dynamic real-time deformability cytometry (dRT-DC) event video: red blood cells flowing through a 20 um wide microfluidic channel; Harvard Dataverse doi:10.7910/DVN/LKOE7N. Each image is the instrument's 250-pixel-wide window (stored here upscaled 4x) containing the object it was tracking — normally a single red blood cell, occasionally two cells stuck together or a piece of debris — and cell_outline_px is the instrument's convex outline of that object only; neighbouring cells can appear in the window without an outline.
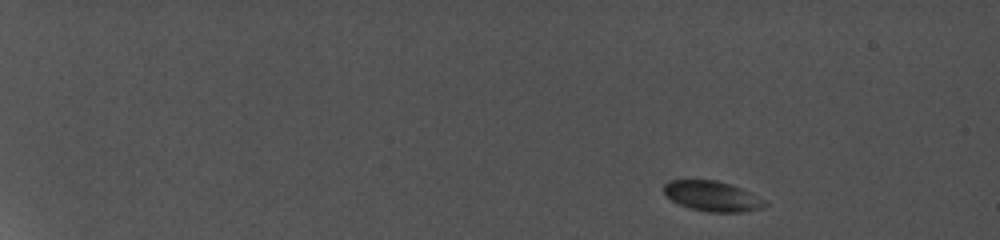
{"species": "common noctule bat (a hibernating species)", "species_latin": "Nyctalus noctula", "temperature_condition": "cold", "stored_images_in_passage": 10, "camera_frame_rate_fps": 5000, "um_per_image_px": 0.085, "animal": {"sex": "female", "body_mass_g": 19.0, "forearm_length_mm": 56.7}, "frame": {"image": 1, "passage_image": 1, "time_ms": 0.0, "image_size_px": [1000, 240], "cell_outline_px": [[768, 204], [764, 208], [740, 212], [708, 212], [688, 208], [672, 200], [664, 192], [664, 184], [668, 180], [712, 180], [728, 184], [740, 188], [764, 200]], "centroid_in_image_um": [60.53, 16.69], "position_along_channel_um": 24.5, "area_um2": 17.51}}
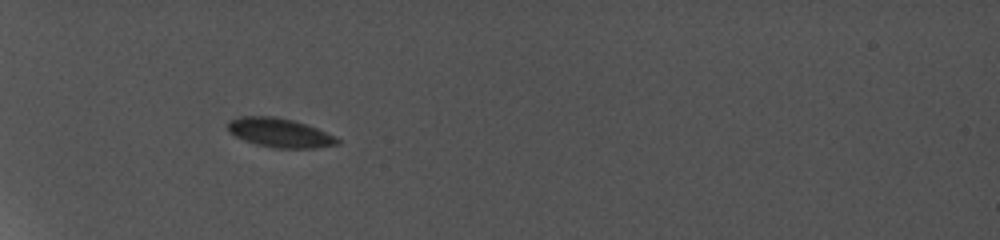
{"frame": {"image": 2, "passage_image": 6, "time_ms": 4.8, "image_size_px": [1000, 240], "cell_outline_px": [[340, 144], [316, 148], [276, 148], [256, 144], [244, 140], [236, 136], [228, 128], [228, 124], [232, 120], [244, 116], [268, 116], [292, 120], [316, 128], [340, 140]], "centroid_in_image_um": [23.8, 11.3], "position_along_channel_um": 61.2, "area_um2": 18.03}}
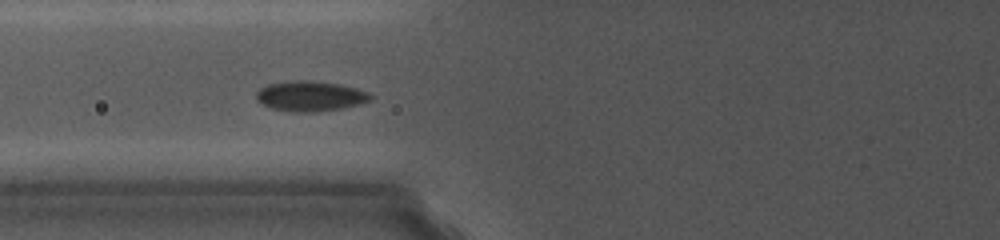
{"frame": {"image": 3, "passage_image": 8, "time_ms": 6.6, "image_size_px": [1000, 240], "cell_outline_px": [[372, 96], [368, 100], [356, 104], [340, 108], [316, 112], [292, 112], [272, 108], [256, 100], [256, 92], [260, 88], [272, 84], [292, 80], [312, 80], [340, 84], [356, 88], [368, 92]], "centroid_in_image_um": [26.34, 8.16], "position_along_channel_um": 99.5, "area_um2": 19.83}}